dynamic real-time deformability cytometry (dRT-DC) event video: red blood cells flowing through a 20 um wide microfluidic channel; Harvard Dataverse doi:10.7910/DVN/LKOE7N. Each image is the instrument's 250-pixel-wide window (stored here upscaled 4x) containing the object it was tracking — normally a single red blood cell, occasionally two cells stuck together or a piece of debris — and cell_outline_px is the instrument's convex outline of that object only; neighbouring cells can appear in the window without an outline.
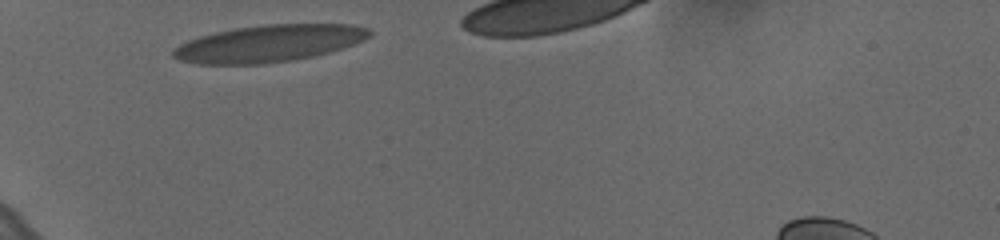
{"species": "human", "species_latin": "Homo sapiens", "temperature_condition": "cold", "stored_images_in_passage": 4, "camera_frame_rate_fps": 3000, "um_per_image_px": 0.085, "donor": {"sex": "female"}, "frame": {"image": 1, "passage_image": 1, "time_ms": 0.0, "image_size_px": [1000, 240], "cell_outline_px": [[372, 36], [356, 44], [344, 48], [316, 56], [292, 60], [260, 64], [200, 64], [180, 60], [172, 56], [172, 52], [180, 44], [188, 40], [200, 36], [216, 32], [236, 28], [264, 24], [352, 24], [368, 28], [372, 32]], "centroid_in_image_um": [22.93, 3.69], "position_along_channel_um": 62.1, "area_um2": 42.43}}
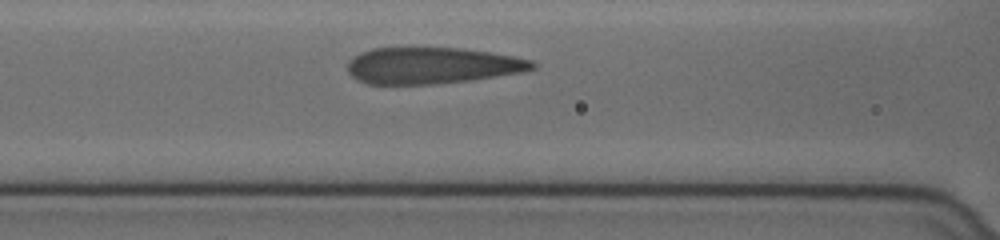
{"frame": {"image": 2, "passage_image": 4, "time_ms": 1.0, "image_size_px": [1000, 240], "cell_outline_px": [[536, 68], [520, 72], [468, 80], [428, 84], [368, 84], [356, 80], [348, 72], [348, 60], [352, 56], [360, 52], [372, 48], [404, 44], [412, 44], [464, 48], [492, 52], [532, 60], [536, 64]], "centroid_in_image_um": [36.62, 5.5], "position_along_channel_um": 130.0, "area_um2": 40.58}}